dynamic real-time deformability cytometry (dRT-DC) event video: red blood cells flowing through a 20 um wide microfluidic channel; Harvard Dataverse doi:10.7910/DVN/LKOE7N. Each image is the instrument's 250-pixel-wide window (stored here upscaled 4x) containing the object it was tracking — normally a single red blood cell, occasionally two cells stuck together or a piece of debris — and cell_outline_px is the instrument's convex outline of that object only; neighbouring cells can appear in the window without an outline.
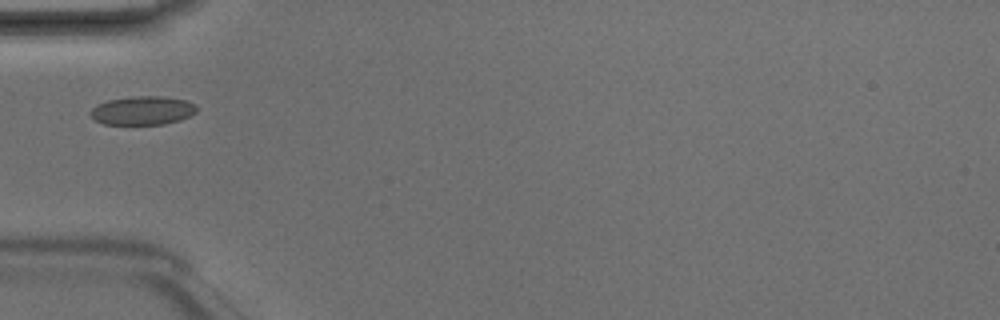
{"species": "Egyptian fruit bat (a non-hibernating species)", "species_latin": "Rousettus aegyptiacus", "temperature_condition": "room temperature", "stored_images_in_passage": 6, "camera_frame_rate_fps": 3000, "um_per_image_px": 0.085, "animal": {"sex": "male"}, "frame": {"image": 1, "passage_image": 4, "time_ms": 1.0, "image_size_px": [1000, 320], "cell_outline_px": [[196, 112], [180, 120], [164, 124], [104, 124], [96, 120], [88, 112], [96, 104], [108, 100], [136, 96], [160, 96], [184, 100], [196, 104]], "centroid_in_image_um": [12.1, 9.39], "position_along_channel_um": 72.9, "area_um2": 17.63}}